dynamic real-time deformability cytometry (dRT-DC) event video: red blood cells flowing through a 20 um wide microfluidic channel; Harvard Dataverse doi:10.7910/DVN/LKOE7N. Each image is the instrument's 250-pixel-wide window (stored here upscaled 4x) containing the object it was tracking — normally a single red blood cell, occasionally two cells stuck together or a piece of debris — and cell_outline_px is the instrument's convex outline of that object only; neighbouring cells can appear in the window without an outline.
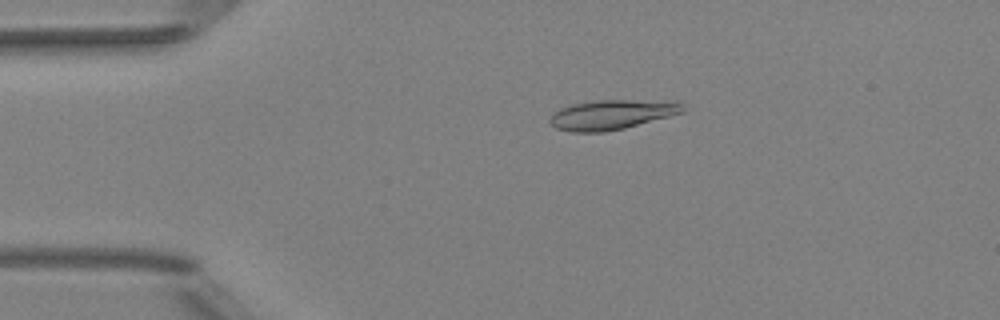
{"species": "Egyptian fruit bat (a non-hibernating species)", "species_latin": "Rousettus aegyptiacus", "temperature_condition": "room temperature", "stored_images_in_passage": 51, "camera_frame_rate_fps": 3000, "um_per_image_px": 0.085, "animal": {"sex": "female"}, "frame": {"image": 1, "passage_image": 11, "time_ms": 3.333, "image_size_px": [1000, 320], "cell_outline_px": [[684, 112], [624, 128], [604, 132], [572, 132], [556, 128], [548, 120], [552, 112], [560, 108], [572, 104], [592, 100], [676, 100], [684, 104]], "centroid_in_image_um": [52.01, 9.72], "position_along_channel_um": 33.0, "area_um2": 23.29}}
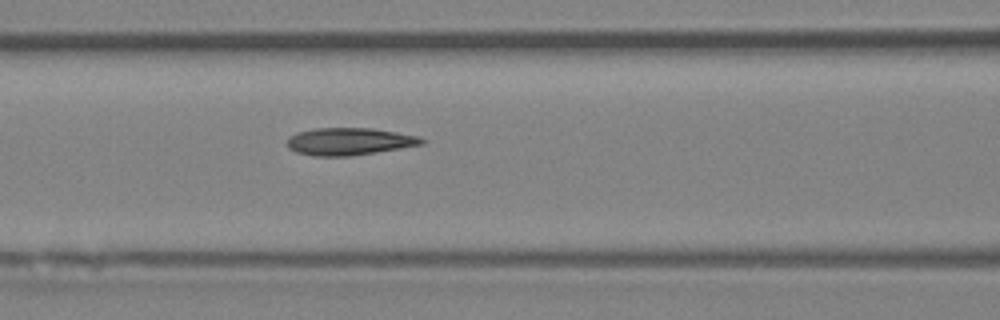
{"frame": {"image": 2, "passage_image": 22, "time_ms": 7.0, "image_size_px": [1000, 320], "cell_outline_px": [[428, 140], [424, 144], [352, 156], [312, 156], [296, 152], [288, 148], [288, 136], [296, 132], [316, 128], [372, 128], [420, 136]], "centroid_in_image_um": [29.7, 12.02], "position_along_channel_um": 136.9, "area_um2": 21.62}}
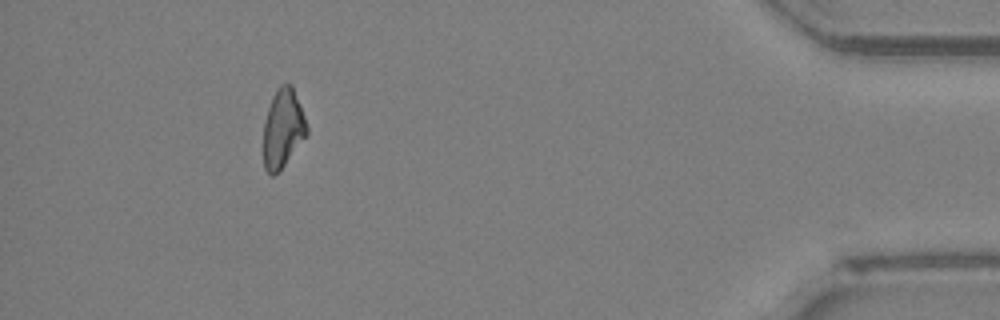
{"frame": {"image": 3, "passage_image": 47, "time_ms": 15.333, "image_size_px": [1000, 320], "cell_outline_px": [[308, 132], [284, 164], [272, 176], [264, 168], [264, 124], [268, 108], [272, 96], [276, 88], [280, 84], [292, 84], [300, 104], [308, 128]], "centroid_in_image_um": [24.04, 10.86], "position_along_channel_um": 411.2, "area_um2": 19.48}, "authors_computed_cell_mechanics": {"area_um2": 21.3282, "velocity_mm_per_s": 4.0175, "shape_relaxation_time_tau1_ms": 3.6646, "shape_relaxation_time_tau2_ms": 2.803, "deformation_change_tau1": 0.139, "deformation_change_tau2": 0.1057}}